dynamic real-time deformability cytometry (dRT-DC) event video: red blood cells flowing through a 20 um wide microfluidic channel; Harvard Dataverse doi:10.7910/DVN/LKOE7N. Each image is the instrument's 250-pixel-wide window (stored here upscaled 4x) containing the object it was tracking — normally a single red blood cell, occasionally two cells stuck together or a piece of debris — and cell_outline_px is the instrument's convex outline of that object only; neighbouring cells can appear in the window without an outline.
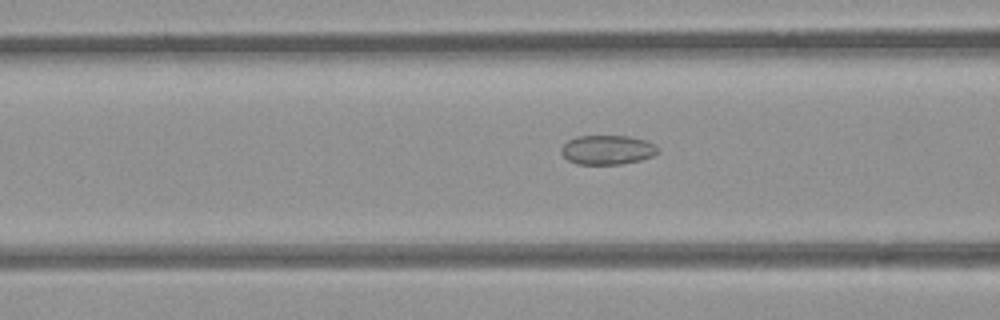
{"species": "common noctule bat (a hibernating species)", "species_latin": "Nyctalus noctula", "temperature_condition": "room temperature", "stored_images_in_passage": 9, "camera_frame_rate_fps": 3000, "um_per_image_px": 0.085, "animal": {"sex": "female", "body_mass_g": 21.9}, "frame": {"image": 1, "passage_image": 7, "time_ms": 2.0, "image_size_px": [1000, 320], "cell_outline_px": [[656, 152], [652, 156], [640, 160], [620, 164], [576, 164], [568, 160], [560, 152], [560, 148], [568, 140], [576, 136], [628, 136], [644, 140], [656, 144]], "centroid_in_image_um": [51.58, 12.73], "position_along_channel_um": 115.0, "area_um2": 16.42}}